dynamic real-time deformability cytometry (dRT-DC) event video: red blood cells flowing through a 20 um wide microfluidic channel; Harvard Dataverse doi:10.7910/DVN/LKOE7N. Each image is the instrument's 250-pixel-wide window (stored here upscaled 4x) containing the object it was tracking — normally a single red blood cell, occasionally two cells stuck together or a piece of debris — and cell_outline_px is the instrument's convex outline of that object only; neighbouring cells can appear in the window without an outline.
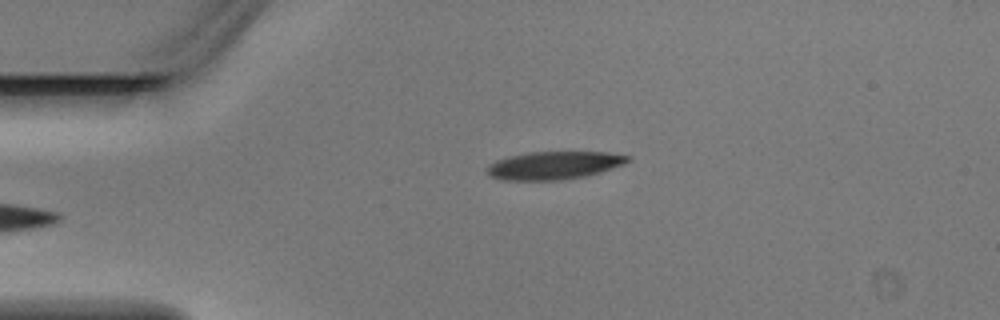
{"species": "Egyptian fruit bat (a non-hibernating species)", "species_latin": "Rousettus aegyptiacus", "temperature_condition": "warm", "stored_images_in_passage": 3, "camera_frame_rate_fps": 3000, "um_per_image_px": 0.085, "animal": {"sex": "male"}, "frame": {"image": 1, "passage_image": 1, "time_ms": 0.0, "image_size_px": [1000, 320], "cell_outline_px": [[632, 160], [624, 164], [600, 172], [584, 176], [560, 180], [504, 180], [488, 176], [488, 168], [492, 164], [508, 156], [528, 152], [608, 152], [632, 156]], "centroid_in_image_um": [47.16, 14.05], "position_along_channel_um": 37.8, "area_um2": 22.77}}